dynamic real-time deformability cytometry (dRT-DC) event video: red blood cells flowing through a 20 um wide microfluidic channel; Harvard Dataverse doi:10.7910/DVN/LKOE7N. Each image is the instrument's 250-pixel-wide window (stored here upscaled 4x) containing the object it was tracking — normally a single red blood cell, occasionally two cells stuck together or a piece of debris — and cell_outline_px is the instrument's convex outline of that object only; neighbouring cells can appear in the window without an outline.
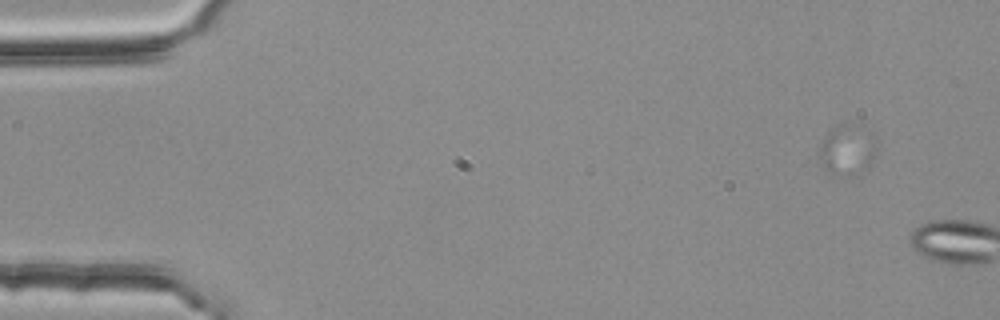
{"species": "common noctule bat (a hibernating species)", "species_latin": "Nyctalus noctula", "temperature_condition": "room temperature", "stored_images_in_passage": 9, "segment_of_instrument_passage": [1, 2], "camera_frame_rate_fps": 3000, "um_per_image_px": 0.085, "animal": {"sex": "female", "body_mass_g": 25.1}, "frame": {"image": 1, "passage_image": 5, "time_ms": 1.333, "image_size_px": [1000, 320], "cell_outline_px": [[876, 144], [872, 156], [868, 164], [860, 172], [848, 176], [832, 176], [824, 168], [816, 152], [816, 148], [832, 128], [840, 124], [844, 124], [876, 136]], "centroid_in_image_um": [71.91, 12.79], "position_along_channel_um": 13.1, "area_um2": 16.42}}